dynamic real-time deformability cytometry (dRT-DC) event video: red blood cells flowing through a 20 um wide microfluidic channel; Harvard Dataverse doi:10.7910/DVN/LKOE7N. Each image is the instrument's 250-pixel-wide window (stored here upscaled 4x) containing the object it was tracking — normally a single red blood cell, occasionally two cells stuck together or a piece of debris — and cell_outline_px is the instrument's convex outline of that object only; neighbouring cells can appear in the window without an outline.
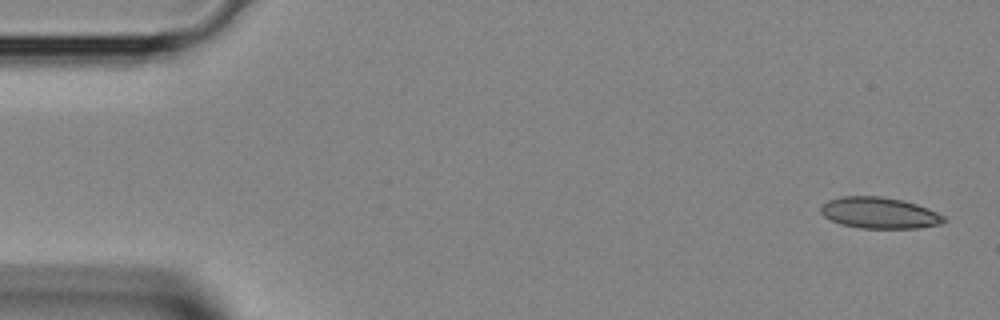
{"species": "Egyptian fruit bat (a non-hibernating species)", "species_latin": "Rousettus aegyptiacus", "temperature_condition": "room temperature", "stored_images_in_passage": 2, "camera_frame_rate_fps": 3000, "um_per_image_px": 0.085, "animal": {"sex": "female"}, "frame": {"image": 1, "passage_image": 2, "time_ms": 0.333, "image_size_px": [1000, 320], "cell_outline_px": [[948, 220], [940, 224], [916, 228], [860, 228], [840, 224], [824, 216], [820, 212], [820, 208], [828, 200], [840, 196], [880, 196], [900, 200], [916, 204], [928, 208], [944, 216]], "centroid_in_image_um": [74.74, 18.1], "position_along_channel_um": 10.3, "area_um2": 22.31}}